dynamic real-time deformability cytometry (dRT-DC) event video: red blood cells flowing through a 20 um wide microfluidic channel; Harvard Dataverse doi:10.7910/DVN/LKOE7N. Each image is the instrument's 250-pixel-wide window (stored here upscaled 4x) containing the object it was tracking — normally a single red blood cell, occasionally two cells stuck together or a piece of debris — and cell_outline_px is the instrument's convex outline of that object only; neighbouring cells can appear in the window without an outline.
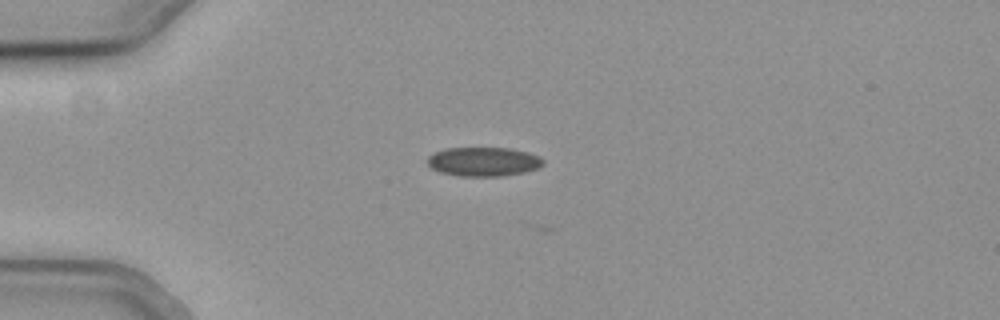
{"species": "common noctule bat (a hibernating species)", "species_latin": "Nyctalus noctula", "temperature_condition": "cold", "stored_images_in_passage": 2, "camera_frame_rate_fps": 3000, "um_per_image_px": 0.085, "animal": {"sex": "female", "body_mass_g": 19.3, "forearm_length_mm": 54.1}, "frame": {"image": 1, "passage_image": 1, "time_ms": 0.0, "image_size_px": [1000, 320], "cell_outline_px": [[544, 164], [540, 168], [524, 172], [504, 176], [460, 176], [440, 172], [432, 168], [424, 160], [428, 156], [444, 148], [508, 148], [528, 152], [540, 156], [544, 160]], "centroid_in_image_um": [41.11, 13.74], "position_along_channel_um": 43.9, "area_um2": 19.83}}